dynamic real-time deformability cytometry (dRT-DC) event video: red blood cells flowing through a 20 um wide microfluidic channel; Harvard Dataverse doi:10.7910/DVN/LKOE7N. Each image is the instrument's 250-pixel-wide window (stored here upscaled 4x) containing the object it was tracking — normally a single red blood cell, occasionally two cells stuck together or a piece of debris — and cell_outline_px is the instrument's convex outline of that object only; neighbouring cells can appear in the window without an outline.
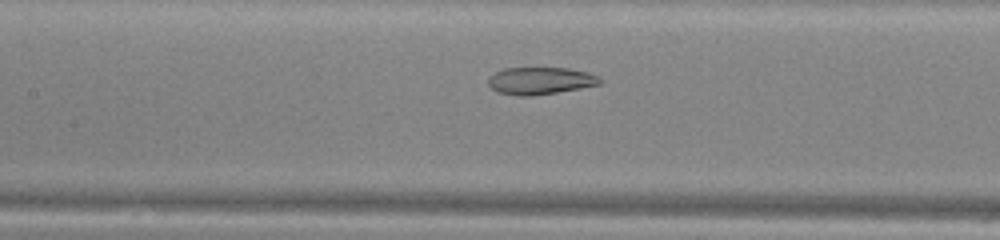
{"species": "common noctule bat (a hibernating species)", "species_latin": "Nyctalus noctula", "temperature_condition": "warm", "stored_images_in_passage": 37, "camera_frame_rate_fps": 3000, "um_per_image_px": 0.085, "animal": {"sex": "male", "body_mass_g": 13.0, "forearm_length_mm": 53.1}, "frame": {"image": 1, "passage_image": 21, "time_ms": 6.667, "image_size_px": [1000, 240], "cell_outline_px": [[604, 80], [600, 84], [580, 88], [532, 96], [516, 96], [496, 92], [488, 84], [488, 76], [504, 68], [568, 68], [588, 72], [600, 76]], "centroid_in_image_um": [45.93, 6.86], "position_along_channel_um": 161.5, "area_um2": 17.92}}
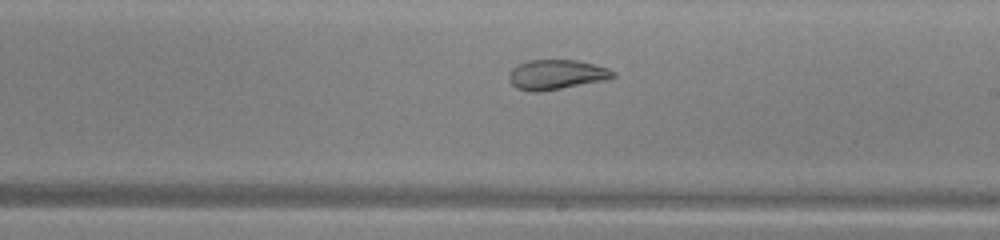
{"frame": {"image": 2, "passage_image": 27, "time_ms": 8.667, "image_size_px": [1000, 240], "cell_outline_px": [[616, 76], [604, 80], [540, 92], [532, 92], [516, 88], [508, 80], [508, 72], [516, 64], [528, 60], [576, 60], [596, 64], [608, 68], [616, 72]], "centroid_in_image_um": [47.26, 6.33], "position_along_channel_um": 241.7, "area_um2": 18.26}}
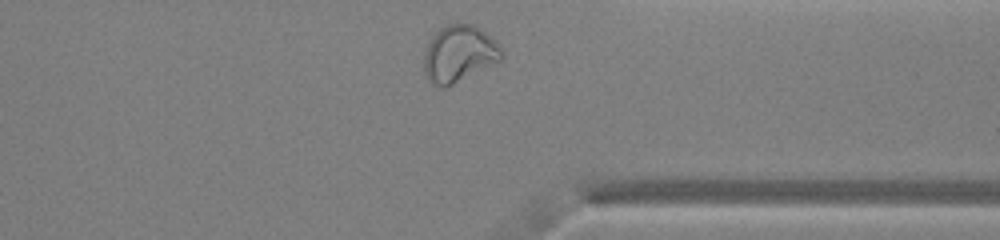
{"frame": {"image": 3, "passage_image": 37, "time_ms": 12.0, "image_size_px": [1000, 240], "cell_outline_px": [[504, 56], [500, 60], [444, 88], [428, 80], [424, 72], [424, 52], [428, 40], [440, 28], [448, 24], [476, 24], [504, 52]], "centroid_in_image_um": [38.98, 4.55], "position_along_channel_um": 372.4, "area_um2": 25.2}, "authors_computed_cell_mechanics": {"area_um2": 21.4438, "velocity_mm_per_s": 4.0283, "shape_relaxation_time_tau1_ms": null, "shape_relaxation_time_tau2_ms": 1.4998, "deformation_change_tau1": null, "deformation_change_tau2": 0.0715}}